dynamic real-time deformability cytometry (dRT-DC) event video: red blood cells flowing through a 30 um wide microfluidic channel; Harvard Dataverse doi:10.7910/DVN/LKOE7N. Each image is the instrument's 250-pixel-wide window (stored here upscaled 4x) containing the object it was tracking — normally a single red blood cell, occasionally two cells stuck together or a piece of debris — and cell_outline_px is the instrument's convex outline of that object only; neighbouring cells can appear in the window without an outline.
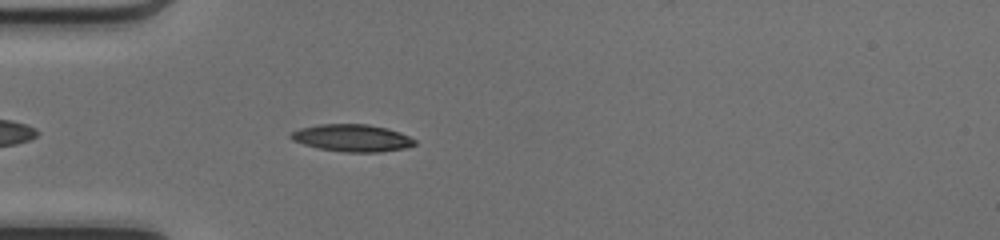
{"species": "common noctule bat (a hibernating species)", "species_latin": "Nyctalus noctula", "temperature_condition": "cold", "stored_images_in_passage": 38, "camera_frame_rate_fps": 3000, "um_per_image_px": 0.085, "animal": {"sex": "female", "body_mass_g": 17.0, "forearm_length_mm": 48.0}, "frame": {"image": 1, "passage_image": 4, "time_ms": 1.0, "image_size_px": [1000, 240], "cell_outline_px": [[416, 144], [404, 148], [380, 152], [344, 152], [320, 148], [304, 144], [292, 140], [288, 136], [292, 132], [300, 128], [320, 124], [368, 124], [388, 128], [400, 132], [416, 140]], "centroid_in_image_um": [29.94, 11.72], "position_along_channel_um": 55.1, "area_um2": 19.59}}
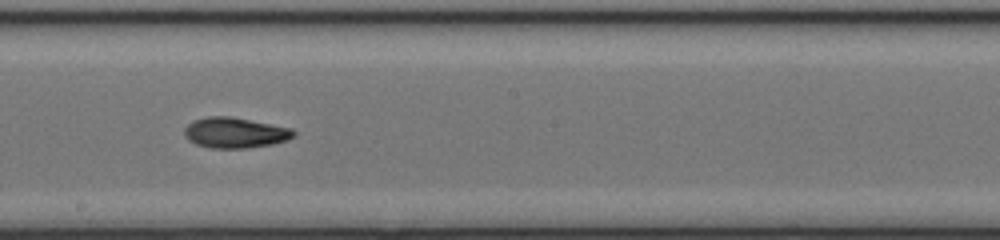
{"frame": {"image": 2, "passage_image": 17, "time_ms": 5.333, "image_size_px": [1000, 240], "cell_outline_px": [[296, 132], [292, 136], [284, 140], [272, 144], [248, 148], [212, 148], [196, 144], [188, 140], [184, 136], [184, 128], [192, 120], [208, 116], [232, 116], [292, 128]], "centroid_in_image_um": [19.93, 11.27], "position_along_channel_um": 228.3, "area_um2": 19.48}}
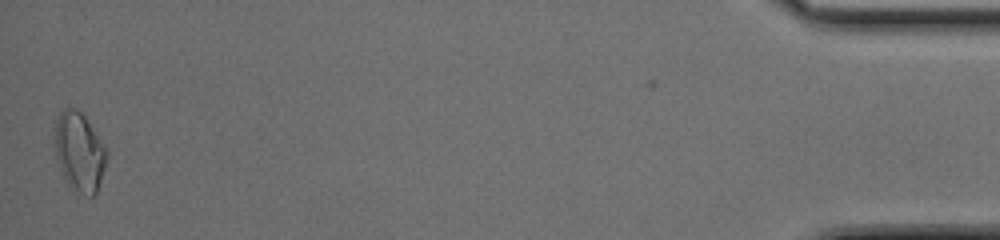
{"frame": {"image": 3, "passage_image": 38, "time_ms": 12.333, "image_size_px": [1000, 240], "cell_outline_px": [[108, 156], [96, 192], [92, 196], [84, 196], [68, 184], [56, 160], [56, 120], [60, 112], [68, 104], [76, 108], [84, 116], [108, 152]], "centroid_in_image_um": [6.74, 12.89], "position_along_channel_um": 428.5, "area_um2": 23.47}, "authors_computed_cell_mechanics": {"area_um2": 18.9873, "velocity_mm_per_s": 4.1791, "shape_relaxation_time_tau1_ms": 5.9032, "shape_relaxation_time_tau2_ms": 4.9293, "deformation_change_tau1": 0.2181, "deformation_change_tau2": 0.1268}}